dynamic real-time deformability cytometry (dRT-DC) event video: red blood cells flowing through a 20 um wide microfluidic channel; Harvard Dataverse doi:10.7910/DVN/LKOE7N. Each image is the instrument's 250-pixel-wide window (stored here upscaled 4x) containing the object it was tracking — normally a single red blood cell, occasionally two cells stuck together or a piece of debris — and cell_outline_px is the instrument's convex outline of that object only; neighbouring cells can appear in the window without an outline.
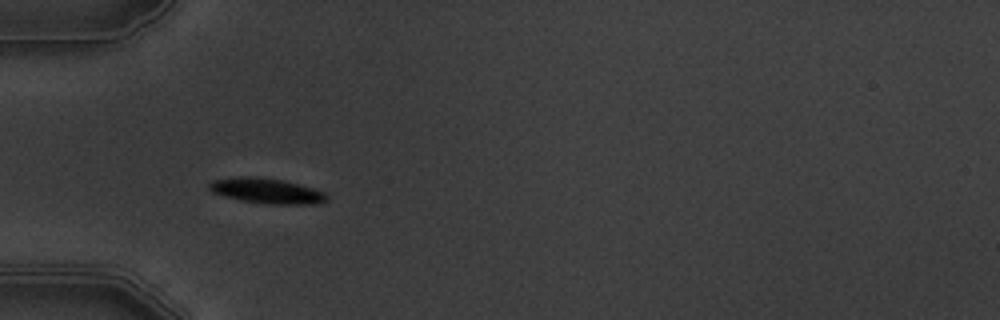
{"species": "common noctule bat (a hibernating species)", "species_latin": "Nyctalus noctula", "temperature_condition": "warm", "stored_images_in_passage": 3, "camera_frame_rate_fps": 3000, "um_per_image_px": 0.085, "animal": {"sex": "male", "body_mass_g": 19.5, "forearm_length_mm": 54.6}, "frame": {"image": 1, "passage_image": 2, "time_ms": 1.0, "image_size_px": [1000, 320], "cell_outline_px": [[328, 200], [312, 204], [268, 204], [240, 200], [224, 196], [212, 192], [208, 188], [208, 184], [212, 180], [240, 176], [256, 176], [284, 180], [312, 188], [324, 192], [328, 196]], "centroid_in_image_um": [22.63, 16.21], "position_along_channel_um": 62.4, "area_um2": 17.34}}